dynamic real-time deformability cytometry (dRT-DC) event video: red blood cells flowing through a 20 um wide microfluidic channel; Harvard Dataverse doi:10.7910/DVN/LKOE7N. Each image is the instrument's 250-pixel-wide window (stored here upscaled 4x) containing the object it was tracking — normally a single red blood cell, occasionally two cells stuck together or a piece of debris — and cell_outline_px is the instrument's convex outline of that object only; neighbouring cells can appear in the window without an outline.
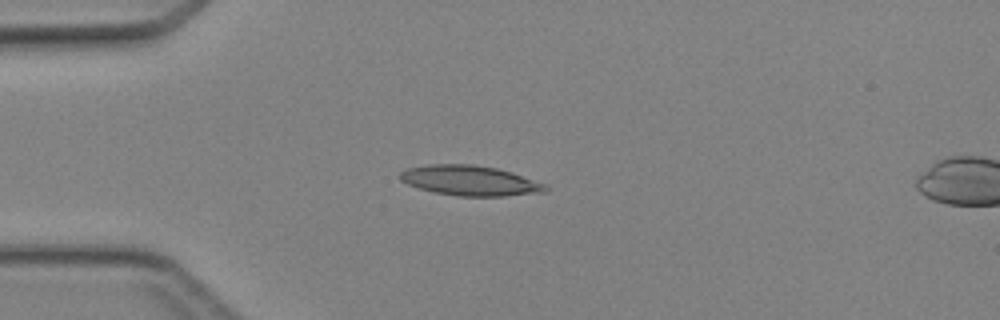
{"species": "Egyptian fruit bat (a non-hibernating species)", "species_latin": "Rousettus aegyptiacus", "temperature_condition": "cold", "stored_images_in_passage": 4, "camera_frame_rate_fps": 3000, "um_per_image_px": 0.085, "animal": {"sex": "female"}, "frame": {"image": 1, "passage_image": 1, "time_ms": 0.0, "image_size_px": [1000, 320], "cell_outline_px": [[548, 192], [504, 196], [460, 196], [432, 192], [408, 184], [400, 180], [400, 172], [408, 168], [428, 164], [472, 164], [496, 168], [512, 172], [548, 184]], "centroid_in_image_um": [40.0, 15.35], "position_along_channel_um": 45.0, "area_um2": 25.66}}